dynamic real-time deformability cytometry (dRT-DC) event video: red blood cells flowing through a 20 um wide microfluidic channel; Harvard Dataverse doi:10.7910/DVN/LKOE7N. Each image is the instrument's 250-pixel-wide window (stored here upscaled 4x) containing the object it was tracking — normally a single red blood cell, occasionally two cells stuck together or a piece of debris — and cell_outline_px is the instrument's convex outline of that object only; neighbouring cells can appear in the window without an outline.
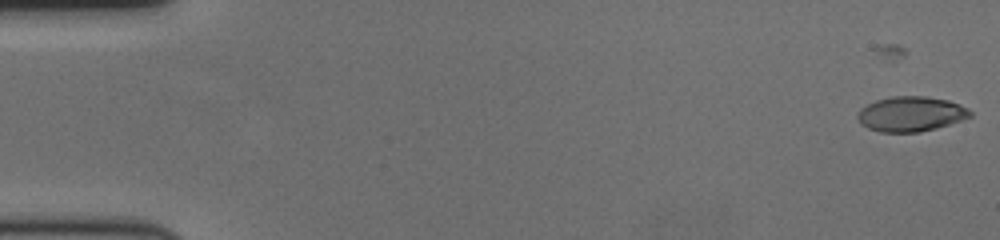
{"species": "human", "species_latin": "Homo sapiens", "temperature_condition": "cold", "stored_images_in_passage": 61, "camera_frame_rate_fps": 3000, "um_per_image_px": 0.085, "donor": {"sex": "female"}, "frame": {"image": 1, "passage_image": 1, "time_ms": 0.0, "image_size_px": [1000, 240], "cell_outline_px": [[972, 116], [936, 128], [920, 132], [880, 132], [868, 128], [860, 124], [856, 116], [860, 108], [876, 100], [892, 96], [928, 96], [948, 100], [968, 108], [972, 112]], "centroid_in_image_um": [77.4, 9.68], "position_along_channel_um": 7.6, "area_um2": 23.0}}
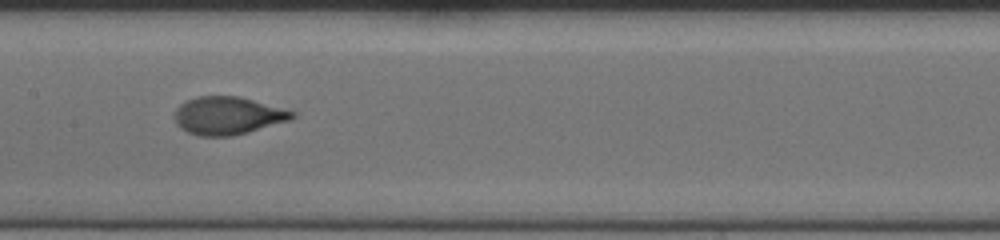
{"frame": {"image": 2, "passage_image": 31, "time_ms": 10.0, "image_size_px": [1000, 240], "cell_outline_px": [[296, 116], [292, 120], [248, 132], [232, 136], [196, 136], [180, 128], [176, 124], [172, 116], [176, 108], [184, 100], [196, 96], [240, 96], [296, 112]], "centroid_in_image_um": [19.33, 9.83], "position_along_channel_um": 188.1, "area_um2": 26.36}}
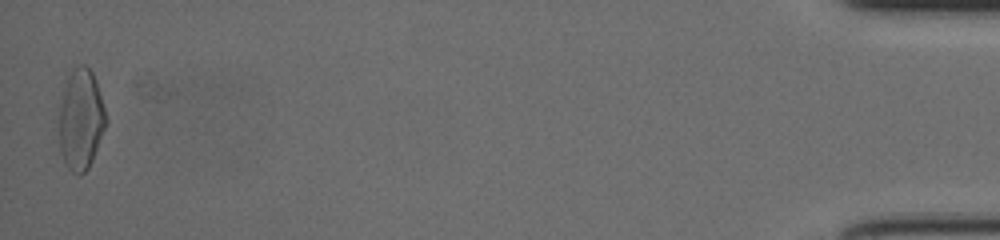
{"frame": {"image": 3, "passage_image": 60, "time_ms": 19.667, "image_size_px": [1000, 240], "cell_outline_px": [[108, 120], [92, 160], [88, 168], [80, 176], [72, 172], [68, 168], [60, 152], [60, 104], [64, 88], [68, 76], [72, 68], [80, 64], [84, 64], [92, 72], [96, 80]], "centroid_in_image_um": [6.88, 10.15], "position_along_channel_um": 428.3, "area_um2": 27.4}}